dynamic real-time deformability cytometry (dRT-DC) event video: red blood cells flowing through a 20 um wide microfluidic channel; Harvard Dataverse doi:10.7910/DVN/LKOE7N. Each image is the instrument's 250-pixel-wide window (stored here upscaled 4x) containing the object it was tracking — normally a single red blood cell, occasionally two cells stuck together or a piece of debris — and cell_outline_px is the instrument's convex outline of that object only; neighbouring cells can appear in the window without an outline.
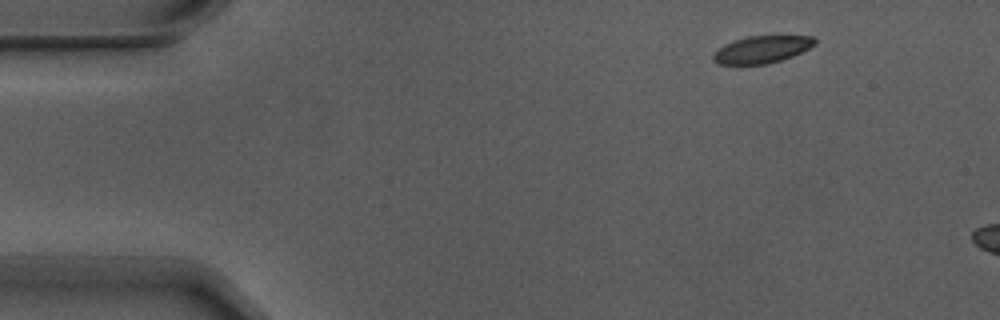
{"species": "Egyptian fruit bat (a non-hibernating species)", "species_latin": "Rousettus aegyptiacus", "temperature_condition": "warm", "stored_images_in_passage": 3, "camera_frame_rate_fps": 3000, "um_per_image_px": 0.085, "animal": {"sex": "male"}, "frame": {"image": 1, "passage_image": 1, "time_ms": 0.0, "image_size_px": [1000, 320], "cell_outline_px": [[816, 44], [792, 56], [768, 64], [716, 64], [712, 60], [712, 52], [724, 44], [748, 36], [776, 32], [812, 36], [816, 40]], "centroid_in_image_um": [64.79, 4.14], "position_along_channel_um": 20.2, "area_um2": 16.99}}